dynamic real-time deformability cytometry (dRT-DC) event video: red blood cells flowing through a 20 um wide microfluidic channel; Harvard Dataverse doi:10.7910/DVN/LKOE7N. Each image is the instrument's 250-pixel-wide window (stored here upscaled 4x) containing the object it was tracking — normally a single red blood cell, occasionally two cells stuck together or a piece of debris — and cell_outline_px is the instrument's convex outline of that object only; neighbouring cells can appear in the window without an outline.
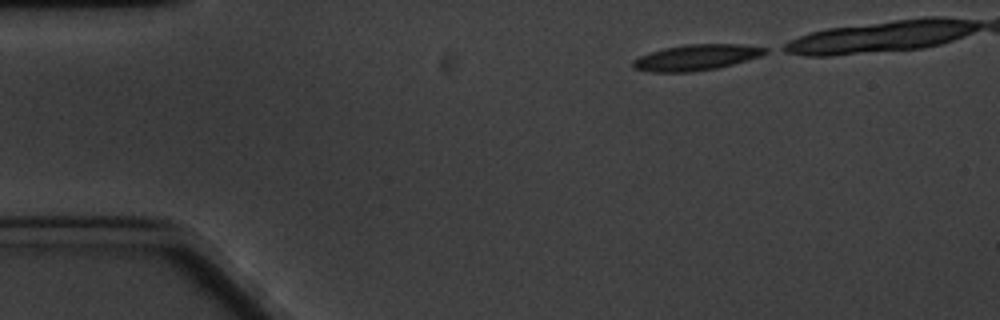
{"species": "common noctule bat (a hibernating species)", "species_latin": "Nyctalus noctula", "temperature_condition": "cold", "stored_images_in_passage": 33, "camera_frame_rate_fps": 3000, "um_per_image_px": 0.085, "animal": {"sex": "male", "body_mass_g": 20.1, "forearm_length_mm": 53.5}, "frame": {"image": 1, "passage_image": 1, "time_ms": 0.0, "image_size_px": [1000, 320], "cell_outline_px": [[768, 52], [760, 56], [748, 60], [720, 68], [692, 72], [652, 72], [632, 68], [632, 60], [640, 56], [664, 48], [684, 44], [740, 44], [768, 48]], "centroid_in_image_um": [59.19, 4.89], "position_along_channel_um": 25.8, "area_um2": 20.06}}
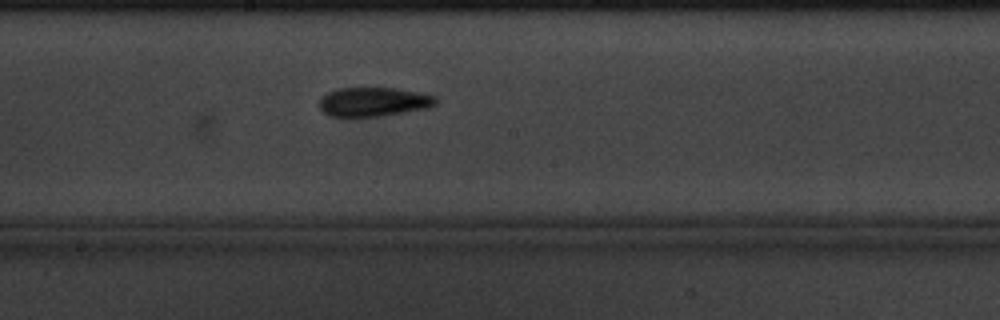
{"frame": {"image": 2, "passage_image": 24, "time_ms": 7.667, "image_size_px": [1000, 320], "cell_outline_px": [[436, 104], [428, 108], [380, 116], [352, 120], [344, 120], [328, 116], [320, 108], [320, 96], [336, 88], [392, 88], [416, 92], [436, 96]], "centroid_in_image_um": [31.64, 8.71], "position_along_channel_um": 216.6, "area_um2": 20.46}}